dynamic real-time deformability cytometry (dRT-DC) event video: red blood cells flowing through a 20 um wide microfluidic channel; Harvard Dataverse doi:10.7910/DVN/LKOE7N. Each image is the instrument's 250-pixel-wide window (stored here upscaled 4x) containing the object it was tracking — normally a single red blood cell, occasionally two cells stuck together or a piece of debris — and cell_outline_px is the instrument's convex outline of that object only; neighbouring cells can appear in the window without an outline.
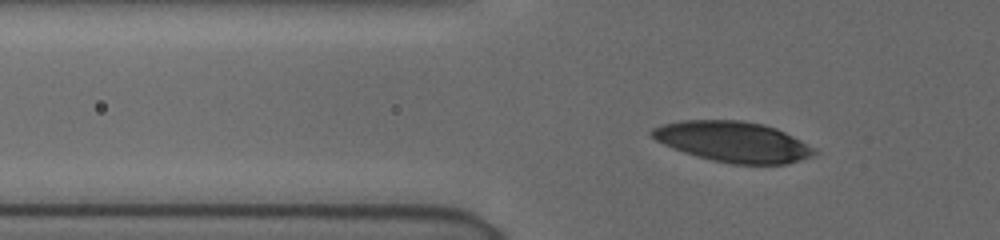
{"species": "human", "species_latin": "Homo sapiens", "temperature_condition": "cold", "stored_images_in_passage": 41, "camera_frame_rate_fps": 3000, "um_per_image_px": 0.085, "donor": {"sex": "female"}, "frame": {"image": 1, "passage_image": 6, "time_ms": 1.667, "image_size_px": [1000, 240], "cell_outline_px": [[816, 152], [812, 156], [800, 160], [784, 164], [732, 164], [712, 160], [696, 156], [672, 148], [656, 140], [648, 132], [652, 128], [664, 124], [680, 120], [740, 120], [764, 124], [776, 128], [816, 148]], "centroid_in_image_um": [62.3, 12.04], "position_along_channel_um": 63.5, "area_um2": 38.26}}
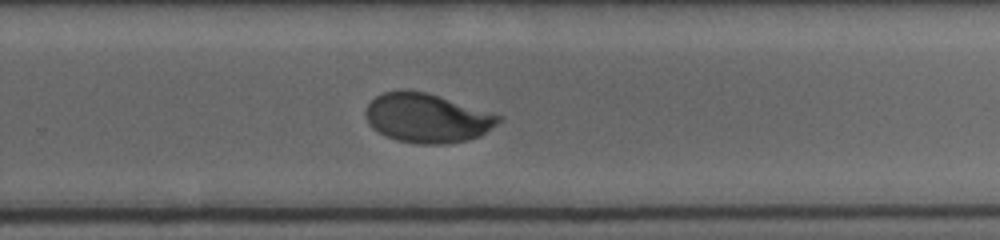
{"frame": {"image": 2, "passage_image": 25, "time_ms": 8.0, "image_size_px": [1000, 240], "cell_outline_px": [[500, 120], [496, 124], [480, 136], [468, 140], [448, 144], [416, 144], [396, 140], [384, 136], [372, 128], [368, 124], [364, 112], [368, 104], [376, 96], [384, 92], [400, 88], [408, 88], [424, 92], [500, 116]], "centroid_in_image_um": [36.2, 10.04], "position_along_channel_um": 293.6, "area_um2": 37.97}}
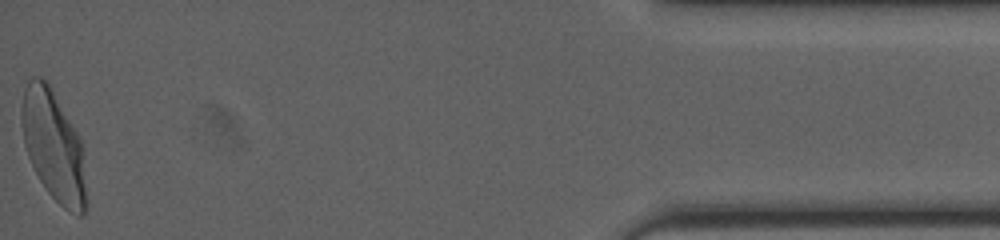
{"frame": {"image": 3, "passage_image": 41, "time_ms": 13.333, "image_size_px": [1000, 240], "cell_outline_px": [[84, 212], [80, 216], [76, 216], [64, 208], [48, 192], [40, 180], [28, 156], [24, 144], [20, 120], [20, 108], [24, 88], [28, 80], [32, 76], [40, 76], [48, 80], [80, 136], [84, 188]], "centroid_in_image_um": [4.48, 12.28], "position_along_channel_um": 430.7, "area_um2": 41.33}, "authors_computed_cell_mechanics": {"area_um2": 38.8416, "velocity_mm_per_s": 3.8614, "shape_relaxation_time_tau1_ms": 3.9151, "shape_relaxation_time_tau2_ms": null, "deformation_change_tau1": 0.1744, "deformation_change_tau2": null}}